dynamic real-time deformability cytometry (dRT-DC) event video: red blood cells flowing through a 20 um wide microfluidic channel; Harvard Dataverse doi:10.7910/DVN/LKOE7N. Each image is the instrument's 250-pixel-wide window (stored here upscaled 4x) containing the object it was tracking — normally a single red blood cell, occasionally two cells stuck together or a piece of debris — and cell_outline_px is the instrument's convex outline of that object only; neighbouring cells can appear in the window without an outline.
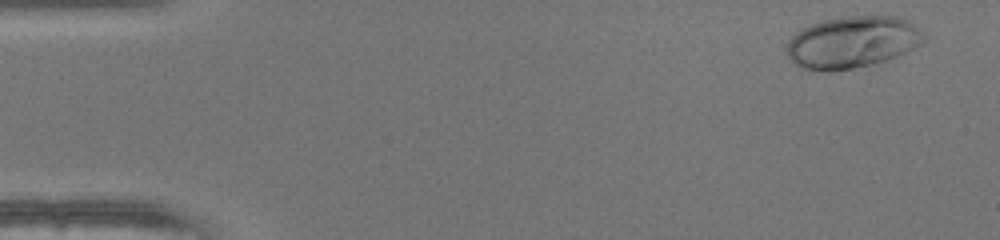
{"species": "human", "species_latin": "Homo sapiens", "temperature_condition": "warm", "stored_images_in_passage": 12, "camera_frame_rate_fps": 3000, "um_per_image_px": 0.085, "donor": {"sex": "female"}, "frame": {"image": 1, "passage_image": 3, "time_ms": 0.667, "image_size_px": [1000, 240], "cell_outline_px": [[924, 40], [920, 44], [888, 60], [876, 64], [832, 72], [824, 72], [800, 68], [788, 56], [788, 40], [796, 32], [812, 24], [824, 20], [840, 16], [896, 16], [908, 20], [920, 32]], "centroid_in_image_um": [72.41, 3.6], "position_along_channel_um": 12.6, "area_um2": 41.27}}